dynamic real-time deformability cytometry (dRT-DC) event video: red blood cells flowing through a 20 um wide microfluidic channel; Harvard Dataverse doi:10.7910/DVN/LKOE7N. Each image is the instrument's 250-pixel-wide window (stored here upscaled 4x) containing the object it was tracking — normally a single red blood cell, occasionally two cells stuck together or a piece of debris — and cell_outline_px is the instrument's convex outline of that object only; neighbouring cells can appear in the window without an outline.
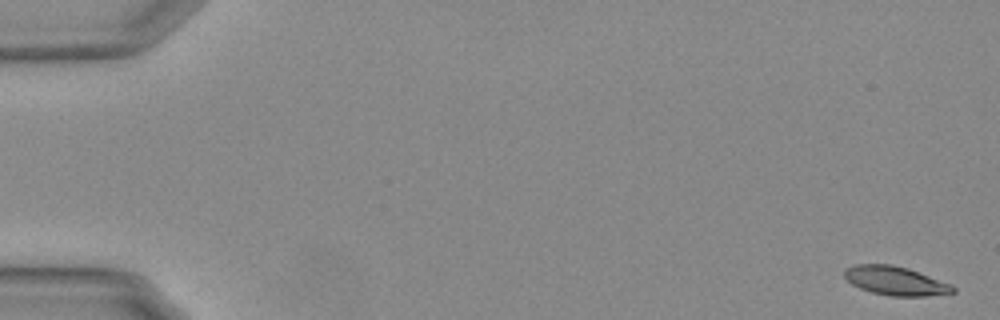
{"species": "Egyptian fruit bat (a non-hibernating species)", "species_latin": "Rousettus aegyptiacus", "temperature_condition": "warm", "stored_images_in_passage": 21, "camera_frame_rate_fps": 3000, "um_per_image_px": 0.085, "animal": {"sex": "female"}, "frame": {"image": 1, "passage_image": 1, "time_ms": 0.0, "image_size_px": [1000, 320], "cell_outline_px": [[956, 292], [924, 296], [888, 296], [872, 292], [860, 288], [852, 284], [844, 276], [844, 268], [856, 264], [892, 264], [908, 268], [952, 284], [956, 288]], "centroid_in_image_um": [76.12, 23.86], "position_along_channel_um": 8.9, "area_um2": 18.32}}
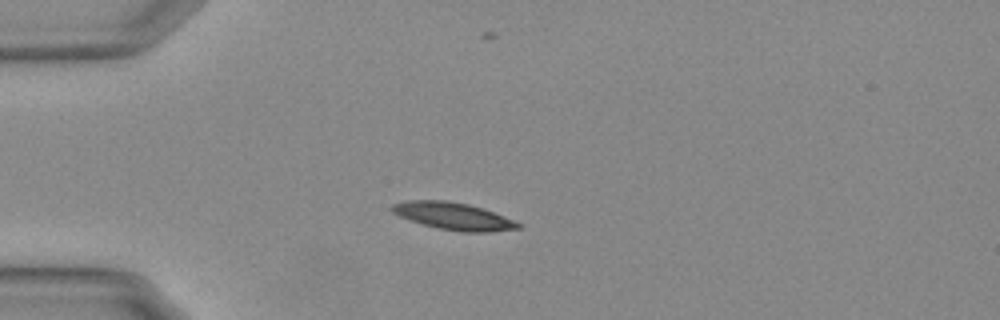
{"frame": {"image": 2, "passage_image": 15, "time_ms": 4.667, "image_size_px": [1000, 320], "cell_outline_px": [[520, 228], [488, 232], [464, 232], [440, 228], [408, 220], [392, 212], [388, 208], [392, 204], [408, 200], [444, 200], [468, 204], [484, 208], [516, 220], [520, 224]], "centroid_in_image_um": [38.54, 18.36], "position_along_channel_um": 46.5, "area_um2": 20.06}}